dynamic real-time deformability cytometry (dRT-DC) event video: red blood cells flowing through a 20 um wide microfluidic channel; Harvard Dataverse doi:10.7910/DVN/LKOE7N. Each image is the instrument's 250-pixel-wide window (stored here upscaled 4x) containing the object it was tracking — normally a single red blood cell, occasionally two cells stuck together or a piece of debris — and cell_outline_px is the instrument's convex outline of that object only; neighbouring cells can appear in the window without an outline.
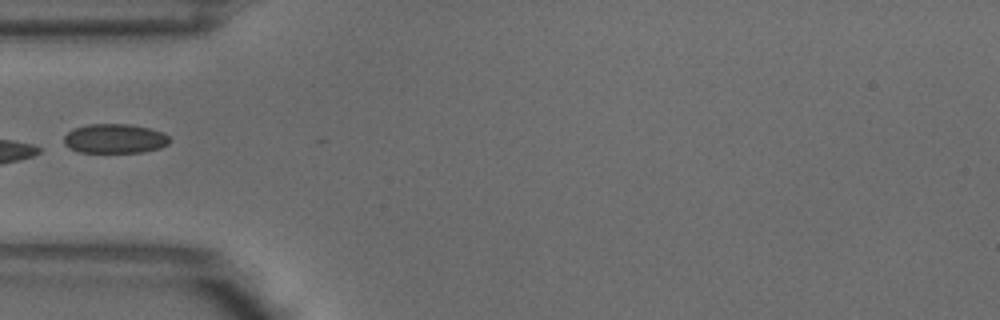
{"species": "common noctule bat (a hibernating species)", "species_latin": "Nyctalus noctula", "temperature_condition": "warm", "stored_images_in_passage": 5, "camera_frame_rate_fps": 3000, "um_per_image_px": 0.085, "animal": {"sex": "male", "body_mass_g": 18.8}, "frame": {"image": 1, "passage_image": 5, "time_ms": 1.333, "image_size_px": [1000, 320], "cell_outline_px": [[172, 140], [168, 144], [160, 148], [144, 152], [80, 152], [68, 148], [64, 144], [64, 136], [68, 132], [76, 128], [88, 124], [128, 124], [148, 128], [160, 132], [168, 136]], "centroid_in_image_um": [9.75, 11.79], "position_along_channel_um": 75.2, "area_um2": 18.03}}